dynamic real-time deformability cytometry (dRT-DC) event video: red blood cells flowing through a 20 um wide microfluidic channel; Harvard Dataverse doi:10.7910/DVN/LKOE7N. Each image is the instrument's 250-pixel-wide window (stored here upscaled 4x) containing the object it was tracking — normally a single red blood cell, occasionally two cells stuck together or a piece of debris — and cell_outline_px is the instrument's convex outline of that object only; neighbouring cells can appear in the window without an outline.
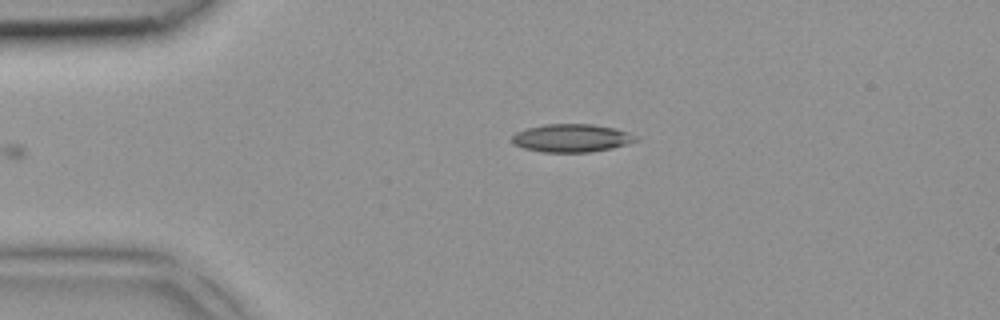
{"species": "common noctule bat (a hibernating species)", "species_latin": "Nyctalus noctula", "temperature_condition": "room temperature", "stored_images_in_passage": 3, "camera_frame_rate_fps": 3000, "um_per_image_px": 0.085, "animal": {"sex": "female", "body_mass_g": 18.4}, "frame": {"image": 1, "passage_image": 1, "time_ms": 0.0, "image_size_px": [1000, 320], "cell_outline_px": [[636, 140], [628, 144], [612, 148], [592, 152], [540, 152], [524, 148], [512, 144], [512, 136], [516, 132], [528, 128], [544, 124], [592, 124], [616, 128], [628, 132], [636, 136]], "centroid_in_image_um": [48.57, 11.74], "position_along_channel_um": 36.4, "area_um2": 20.29}}